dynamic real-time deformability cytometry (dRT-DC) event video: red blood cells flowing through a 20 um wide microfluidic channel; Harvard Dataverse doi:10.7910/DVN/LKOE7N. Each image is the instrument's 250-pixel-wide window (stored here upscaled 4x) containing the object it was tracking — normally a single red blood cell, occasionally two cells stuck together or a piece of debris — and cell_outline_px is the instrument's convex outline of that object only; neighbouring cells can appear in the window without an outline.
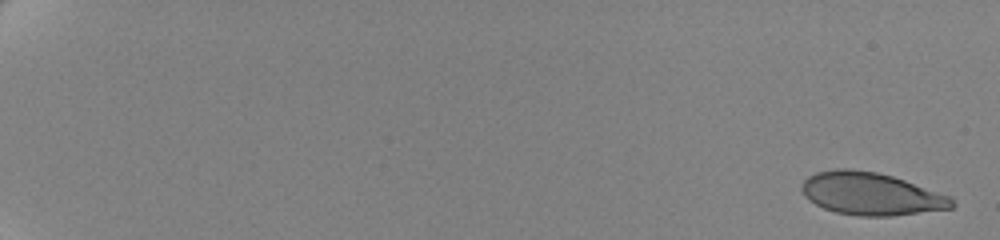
{"species": "human", "species_latin": "Homo sapiens", "temperature_condition": "cold", "stored_images_in_passage": 60, "camera_frame_rate_fps": 3000, "um_per_image_px": 0.085, "donor": {"sex": "female"}, "frame": {"image": 1, "passage_image": 1, "time_ms": 0.0, "image_size_px": [1000, 240], "cell_outline_px": [[956, 204], [952, 208], [892, 216], [856, 216], [836, 212], [824, 208], [808, 200], [804, 196], [800, 188], [800, 184], [808, 176], [816, 172], [836, 168], [852, 168], [876, 172], [892, 176], [952, 196]], "centroid_in_image_um": [74.02, 16.47], "position_along_channel_um": 11.0, "area_um2": 37.57}}
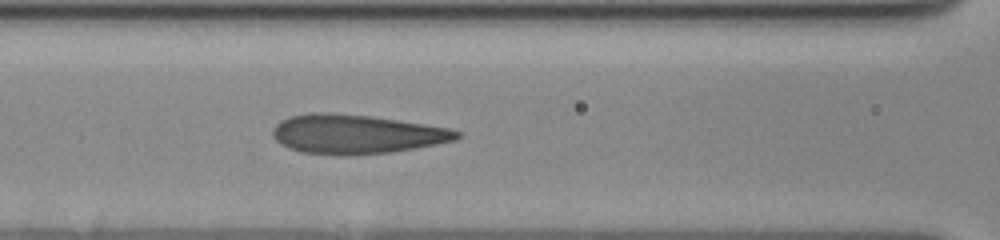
{"frame": {"image": 2, "passage_image": 30, "time_ms": 9.667, "image_size_px": [1000, 240], "cell_outline_px": [[460, 136], [456, 140], [416, 148], [392, 152], [344, 156], [300, 152], [288, 148], [280, 144], [272, 136], [272, 128], [280, 120], [292, 116], [308, 112], [332, 112], [368, 116], [396, 120], [448, 128], [460, 132]], "centroid_in_image_um": [30.22, 11.41], "position_along_channel_um": 136.4, "area_um2": 42.14}}
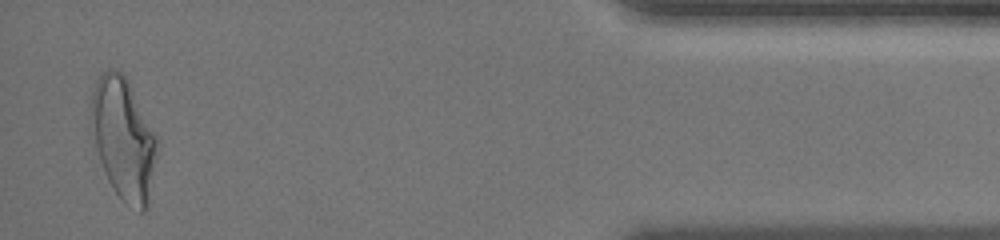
{"frame": {"image": 3, "passage_image": 59, "time_ms": 19.333, "image_size_px": [1000, 240], "cell_outline_px": [[160, 140], [148, 208], [144, 212], [140, 212], [124, 204], [120, 200], [112, 188], [108, 180], [100, 160], [96, 144], [92, 108], [92, 92], [96, 80], [104, 72], [120, 72], [128, 80]], "centroid_in_image_um": [10.58, 11.89], "position_along_channel_um": 424.6, "area_um2": 46.53}, "authors_computed_cell_mechanics": {"area_um2": 39.9976, "velocity_mm_per_s": 3.5004, "shape_relaxation_time_tau1_ms": 5.7156, "shape_relaxation_time_tau2_ms": 1.1725, "deformation_change_tau1": 0.2093, "deformation_change_tau2": 0.09}}